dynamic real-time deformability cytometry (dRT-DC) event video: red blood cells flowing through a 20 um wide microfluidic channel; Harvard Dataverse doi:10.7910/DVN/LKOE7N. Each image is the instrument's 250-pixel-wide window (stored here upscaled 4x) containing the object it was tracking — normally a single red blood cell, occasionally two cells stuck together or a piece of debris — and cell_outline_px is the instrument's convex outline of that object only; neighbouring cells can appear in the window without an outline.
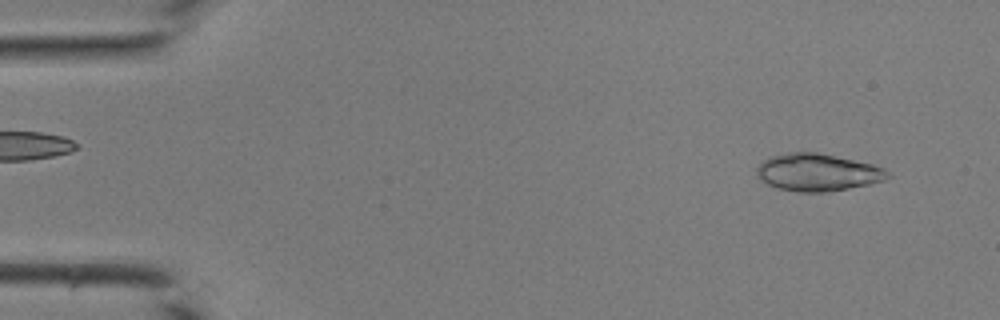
{"species": "common noctule bat (a hibernating species)", "species_latin": "Nyctalus noctula", "temperature_condition": "room temperature", "stored_images_in_passage": 41, "camera_frame_rate_fps": 3000, "um_per_image_px": 0.085, "animal": {"sex": "male", "body_mass_g": 19.0, "forearm_length_mm": 50.8}, "frame": {"image": 1, "passage_image": 3, "time_ms": 0.667, "image_size_px": [1000, 320], "cell_outline_px": [[892, 176], [884, 180], [868, 184], [828, 192], [796, 192], [776, 188], [760, 180], [756, 172], [756, 168], [764, 160], [772, 156], [788, 152], [816, 152], [872, 164], [884, 168]], "centroid_in_image_um": [69.48, 14.66], "position_along_channel_um": 15.5, "area_um2": 28.44}}
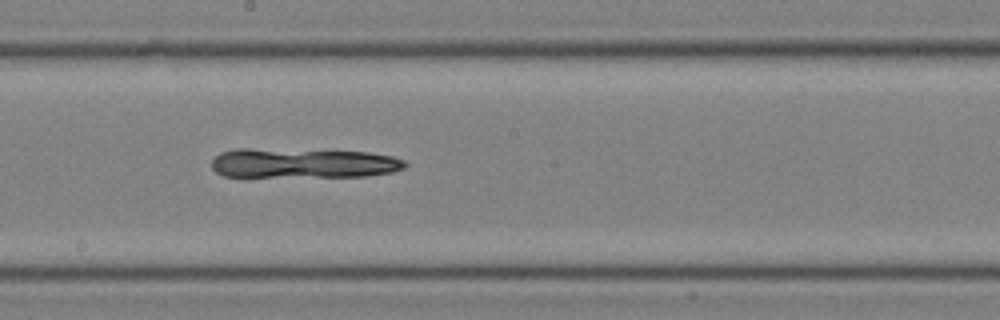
{"frame": {"image": 2, "passage_image": 23, "time_ms": 7.333, "image_size_px": [1000, 320], "cell_outline_px": [[408, 164], [404, 168], [392, 172], [364, 176], [224, 176], [216, 172], [212, 168], [212, 160], [220, 152], [236, 148], [248, 148], [368, 152], [392, 156], [404, 160]], "centroid_in_image_um": [25.76, 13.86], "position_along_channel_um": 222.4, "area_um2": 33.41}}
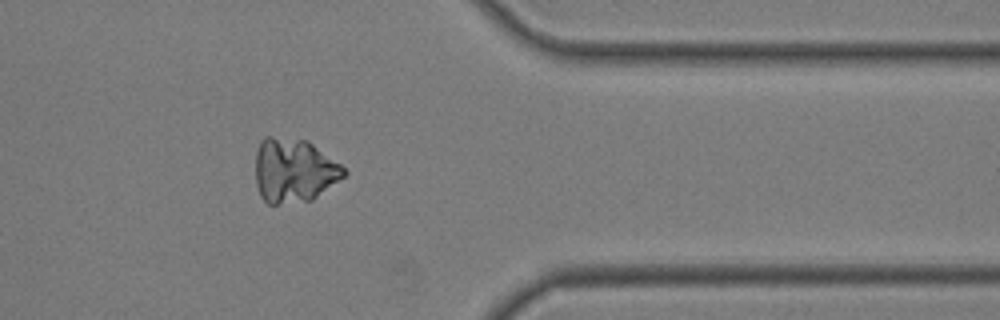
{"frame": {"image": 3, "passage_image": 34, "time_ms": 11.0, "image_size_px": [1000, 320], "cell_outline_px": [[348, 172], [344, 176], [312, 200], [276, 204], [268, 204], [260, 196], [256, 184], [256, 152], [260, 140], [264, 136], [272, 136], [308, 140], [340, 164]], "centroid_in_image_um": [24.96, 14.47], "position_along_channel_um": 386.4, "area_um2": 33.06}}